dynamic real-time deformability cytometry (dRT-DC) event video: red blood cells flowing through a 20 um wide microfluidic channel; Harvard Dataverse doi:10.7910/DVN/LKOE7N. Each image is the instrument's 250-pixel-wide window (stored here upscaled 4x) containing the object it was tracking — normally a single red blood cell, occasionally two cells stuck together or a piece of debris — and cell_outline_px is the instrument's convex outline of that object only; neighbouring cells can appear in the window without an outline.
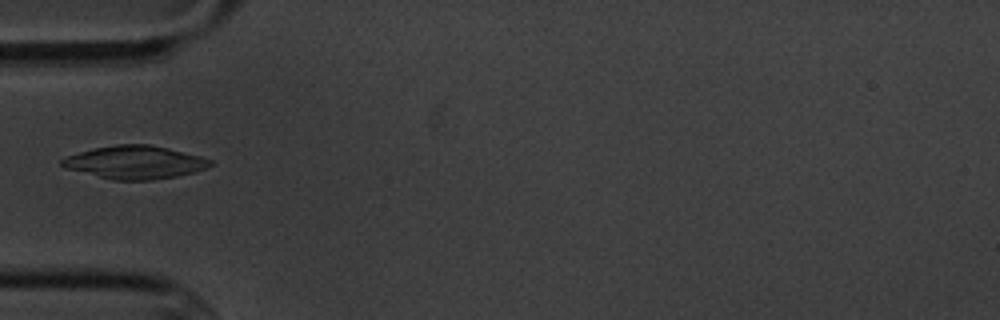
{"species": "common noctule bat (a hibernating species)", "species_latin": "Nyctalus noctula", "temperature_condition": "cold", "stored_images_in_passage": 15, "camera_frame_rate_fps": 3000, "um_per_image_px": 0.085, "animal": {"sex": "male", "body_mass_g": 20.1, "forearm_length_mm": 53.5}, "frame": {"image": 1, "passage_image": 5, "time_ms": 5.667, "image_size_px": [1000, 320], "cell_outline_px": [[212, 164], [196, 172], [176, 176], [152, 180], [112, 180], [64, 168], [60, 164], [60, 160], [64, 156], [96, 148], [116, 144], [148, 144], [168, 148], [200, 156], [212, 160]], "centroid_in_image_um": [11.43, 13.8], "position_along_channel_um": 73.6, "area_um2": 28.55}}
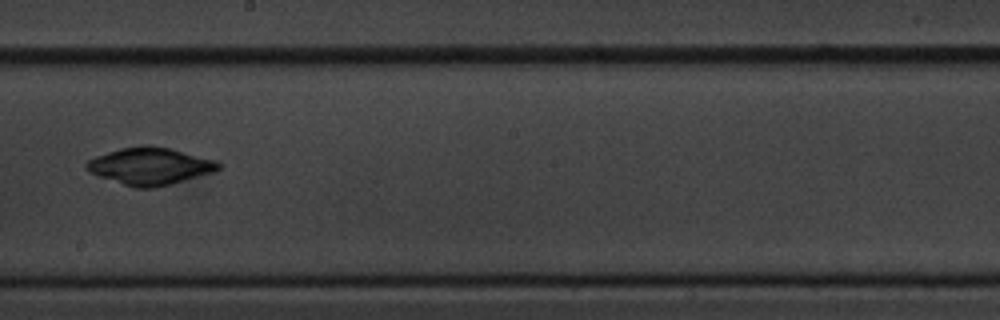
{"frame": {"image": 2, "passage_image": 9, "time_ms": 10.333, "image_size_px": [1000, 320], "cell_outline_px": [[220, 168], [212, 172], [168, 184], [152, 188], [136, 188], [88, 172], [84, 168], [84, 164], [88, 160], [96, 156], [120, 148], [140, 144], [148, 144], [168, 148], [216, 160], [220, 164]], "centroid_in_image_um": [12.69, 14.1], "position_along_channel_um": 235.5, "area_um2": 28.21}}
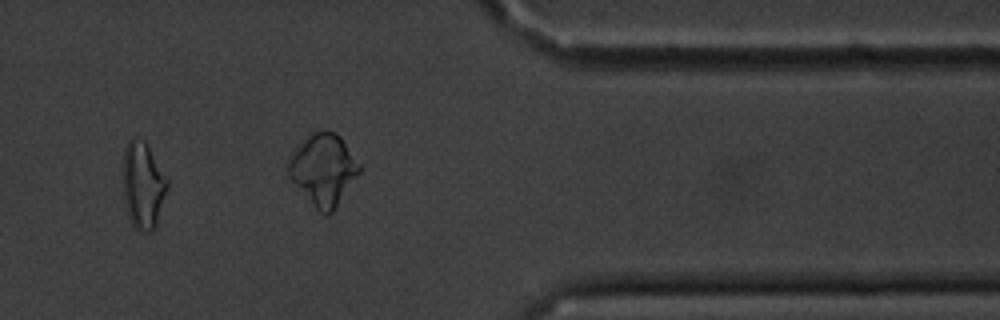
{"frame": {"image": 3, "passage_image": 13, "time_ms": 15.0, "image_size_px": [1000, 320], "cell_outline_px": [[168, 188], [156, 224], [152, 232], [136, 232], [128, 216], [124, 204], [124, 152], [128, 140], [132, 136], [136, 136], [144, 140], [148, 144], [168, 180]], "centroid_in_image_um": [12.16, 15.75], "position_along_channel_um": 399.2, "area_um2": 22.66}, "authors_computed_cell_mechanics": {"area_um2": 26.3568, "velocity_mm_per_s": 3.4577, "shape_relaxation_time_tau1_ms": 5.7844, "shape_relaxation_time_tau2_ms": 1.3741, "deformation_change_tau1": 0.0924, "deformation_change_tau2": 0.0131}}